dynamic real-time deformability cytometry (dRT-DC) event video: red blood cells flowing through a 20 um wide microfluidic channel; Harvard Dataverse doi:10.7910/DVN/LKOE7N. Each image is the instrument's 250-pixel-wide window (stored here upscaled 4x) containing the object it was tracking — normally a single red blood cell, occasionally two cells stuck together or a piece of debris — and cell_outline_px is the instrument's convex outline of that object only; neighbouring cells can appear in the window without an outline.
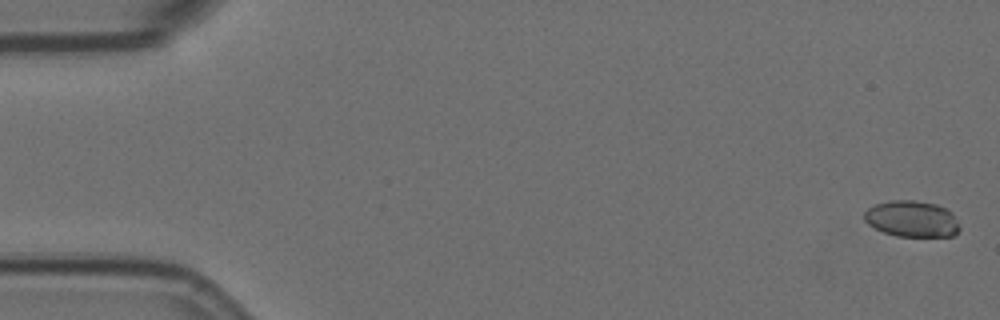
{"species": "Egyptian fruit bat (a non-hibernating species)", "species_latin": "Rousettus aegyptiacus", "temperature_condition": "room temperature", "stored_images_in_passage": 15, "camera_frame_rate_fps": 3000, "um_per_image_px": 0.085, "animal": {"sex": "female"}, "frame": {"image": 1, "passage_image": 2, "time_ms": 0.333, "image_size_px": [1000, 320], "cell_outline_px": [[960, 228], [952, 236], [896, 236], [884, 232], [868, 224], [864, 220], [864, 212], [868, 208], [876, 204], [892, 200], [912, 200], [936, 204], [952, 212]], "centroid_in_image_um": [77.49, 18.6], "position_along_channel_um": 7.5, "area_um2": 19.94}}
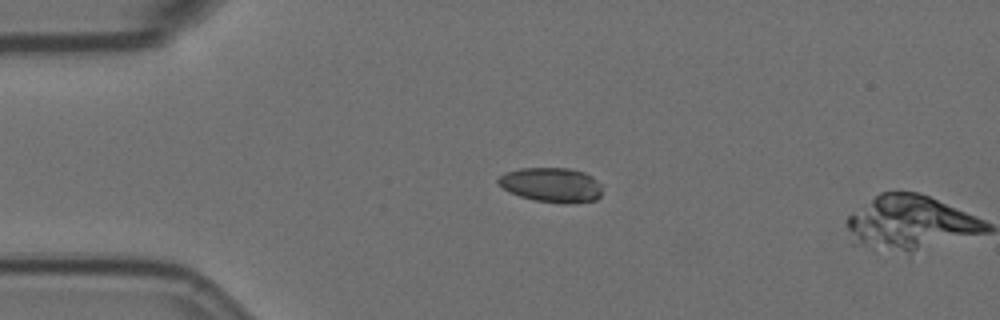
{"frame": {"image": 2, "passage_image": 14, "time_ms": 4.333, "image_size_px": [1000, 320], "cell_outline_px": [[600, 196], [596, 200], [564, 204], [536, 200], [520, 196], [508, 192], [496, 180], [504, 172], [520, 168], [568, 168], [584, 172], [592, 176], [600, 184]], "centroid_in_image_um": [46.86, 15.71], "position_along_channel_um": 38.1, "area_um2": 20.92}}